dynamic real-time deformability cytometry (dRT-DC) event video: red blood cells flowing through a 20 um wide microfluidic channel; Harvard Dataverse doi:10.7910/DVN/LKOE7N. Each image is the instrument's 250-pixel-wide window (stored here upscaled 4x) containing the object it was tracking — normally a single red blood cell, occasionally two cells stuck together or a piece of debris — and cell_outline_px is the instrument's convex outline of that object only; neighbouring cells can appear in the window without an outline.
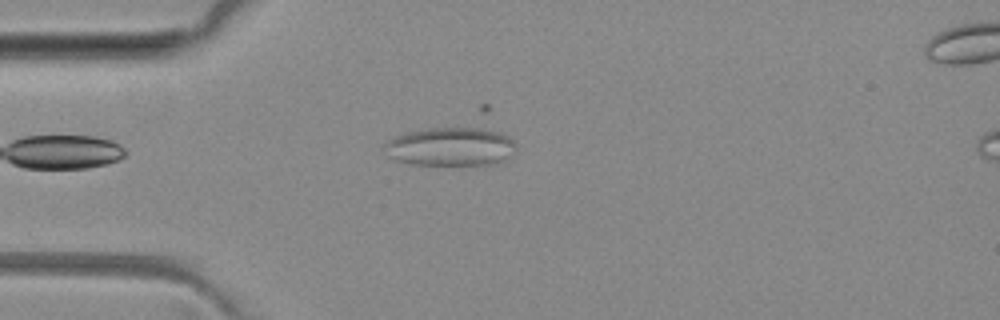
{"species": "common noctule bat (a hibernating species)", "species_latin": "Nyctalus noctula", "temperature_condition": "room temperature", "stored_images_in_passage": 6, "camera_frame_rate_fps": 3000, "um_per_image_px": 0.085, "animal": {"sex": "female", "body_mass_g": 29.2, "forearm_length_mm": 56.3}, "frame": {"image": 1, "passage_image": 4, "time_ms": 3.667, "image_size_px": [1000, 320], "cell_outline_px": [[516, 152], [500, 164], [408, 164], [396, 160], [388, 156], [384, 144], [388, 140], [396, 136], [408, 132], [424, 128], [476, 124], [500, 132], [508, 136], [516, 144]], "centroid_in_image_um": [38.38, 12.41], "position_along_channel_um": 46.6, "area_um2": 30.69}}